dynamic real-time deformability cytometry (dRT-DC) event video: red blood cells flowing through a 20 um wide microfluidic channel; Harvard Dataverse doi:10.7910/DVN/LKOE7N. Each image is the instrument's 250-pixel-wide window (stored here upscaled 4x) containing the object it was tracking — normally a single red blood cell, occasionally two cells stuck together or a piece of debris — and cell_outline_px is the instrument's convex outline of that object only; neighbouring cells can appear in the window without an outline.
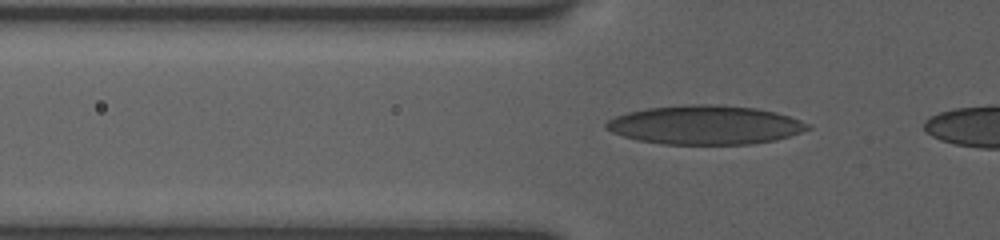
{"species": "human", "species_latin": "Homo sapiens", "temperature_condition": "room temperature", "stored_images_in_passage": 8, "camera_frame_rate_fps": 3000, "um_per_image_px": 0.085, "donor": {"sex": "female"}, "frame": {"image": 1, "passage_image": 5, "time_ms": 1.333, "image_size_px": [1000, 240], "cell_outline_px": [[812, 128], [776, 140], [752, 144], [660, 144], [636, 140], [612, 132], [604, 128], [604, 124], [608, 120], [616, 116], [628, 112], [648, 108], [692, 104], [716, 104], [756, 108], [776, 112], [812, 124]], "centroid_in_image_um": [59.94, 10.62], "position_along_channel_um": 65.9, "area_um2": 45.84}}